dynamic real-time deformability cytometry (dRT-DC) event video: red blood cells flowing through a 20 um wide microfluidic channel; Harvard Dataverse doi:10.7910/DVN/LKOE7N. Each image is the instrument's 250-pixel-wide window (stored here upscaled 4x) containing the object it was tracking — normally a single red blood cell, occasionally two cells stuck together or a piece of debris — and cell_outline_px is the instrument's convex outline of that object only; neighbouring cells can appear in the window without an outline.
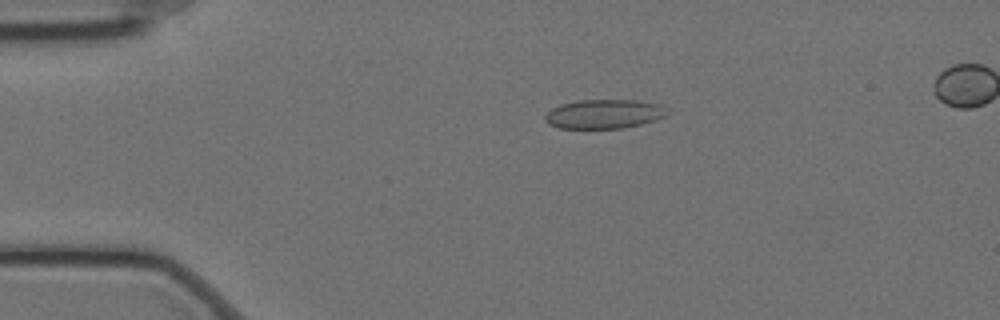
{"species": "Egyptian fruit bat (a non-hibernating species)", "species_latin": "Rousettus aegyptiacus", "temperature_condition": "cold", "stored_images_in_passage": 4, "camera_frame_rate_fps": 3000, "um_per_image_px": 0.085, "animal": {"sex": "female"}, "frame": {"image": 1, "passage_image": 4, "time_ms": 1.0, "image_size_px": [1000, 320], "cell_outline_px": [[664, 116], [656, 120], [624, 128], [556, 128], [548, 124], [544, 120], [544, 116], [552, 108], [560, 104], [580, 100], [632, 100], [660, 104]], "centroid_in_image_um": [51.24, 9.7], "position_along_channel_um": 33.8, "area_um2": 20.46}}